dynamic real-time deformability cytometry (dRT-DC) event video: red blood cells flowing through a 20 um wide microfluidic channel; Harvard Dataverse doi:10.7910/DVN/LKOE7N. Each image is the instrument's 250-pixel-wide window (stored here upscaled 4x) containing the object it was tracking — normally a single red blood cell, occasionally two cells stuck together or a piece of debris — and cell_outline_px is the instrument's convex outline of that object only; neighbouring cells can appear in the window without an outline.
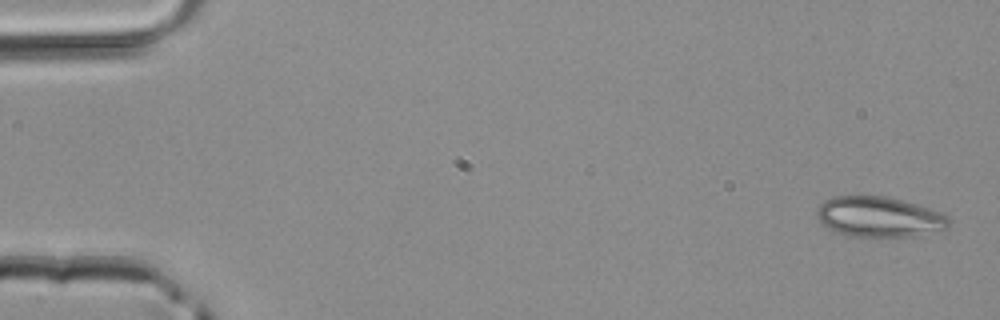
{"species": "common noctule bat (a hibernating species)", "species_latin": "Nyctalus noctula", "temperature_condition": "room temperature", "stored_images_in_passage": 4, "camera_frame_rate_fps": 3000, "um_per_image_px": 0.085, "animal": {"sex": "male", "body_mass_g": 20.4}, "frame": {"image": 1, "passage_image": 1, "time_ms": 0.0, "image_size_px": [1000, 320], "cell_outline_px": [[952, 224], [948, 228], [940, 232], [916, 236], [848, 236], [836, 232], [828, 228], [816, 216], [816, 208], [824, 200], [832, 196], [884, 196], [916, 204], [944, 212], [948, 216]], "centroid_in_image_um": [74.78, 18.44], "position_along_channel_um": 10.2, "area_um2": 31.44}}